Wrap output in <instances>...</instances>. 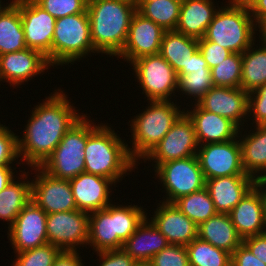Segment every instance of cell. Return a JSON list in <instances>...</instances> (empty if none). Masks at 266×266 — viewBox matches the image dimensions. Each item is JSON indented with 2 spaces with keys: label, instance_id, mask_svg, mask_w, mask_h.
Returning a JSON list of instances; mask_svg holds the SVG:
<instances>
[{
  "label": "cell",
  "instance_id": "7dc6e473",
  "mask_svg": "<svg viewBox=\"0 0 266 266\" xmlns=\"http://www.w3.org/2000/svg\"><path fill=\"white\" fill-rule=\"evenodd\" d=\"M80 254L81 251H61L52 266H85Z\"/></svg>",
  "mask_w": 266,
  "mask_h": 266
},
{
  "label": "cell",
  "instance_id": "277c9868",
  "mask_svg": "<svg viewBox=\"0 0 266 266\" xmlns=\"http://www.w3.org/2000/svg\"><path fill=\"white\" fill-rule=\"evenodd\" d=\"M116 204V205H115ZM111 203L89 214L88 244L93 252L122 249L125 241L147 217L141 205Z\"/></svg>",
  "mask_w": 266,
  "mask_h": 266
},
{
  "label": "cell",
  "instance_id": "f6af8a7d",
  "mask_svg": "<svg viewBox=\"0 0 266 266\" xmlns=\"http://www.w3.org/2000/svg\"><path fill=\"white\" fill-rule=\"evenodd\" d=\"M232 266H266L242 243L231 256Z\"/></svg>",
  "mask_w": 266,
  "mask_h": 266
},
{
  "label": "cell",
  "instance_id": "74e56055",
  "mask_svg": "<svg viewBox=\"0 0 266 266\" xmlns=\"http://www.w3.org/2000/svg\"><path fill=\"white\" fill-rule=\"evenodd\" d=\"M61 250L53 245L46 244L33 249L15 253L16 257L10 266H52Z\"/></svg>",
  "mask_w": 266,
  "mask_h": 266
},
{
  "label": "cell",
  "instance_id": "6f0895ef",
  "mask_svg": "<svg viewBox=\"0 0 266 266\" xmlns=\"http://www.w3.org/2000/svg\"><path fill=\"white\" fill-rule=\"evenodd\" d=\"M143 0H137V6L142 2Z\"/></svg>",
  "mask_w": 266,
  "mask_h": 266
},
{
  "label": "cell",
  "instance_id": "2e32d148",
  "mask_svg": "<svg viewBox=\"0 0 266 266\" xmlns=\"http://www.w3.org/2000/svg\"><path fill=\"white\" fill-rule=\"evenodd\" d=\"M46 219L47 214L33 201L22 209L15 222L7 228L13 253L48 244Z\"/></svg>",
  "mask_w": 266,
  "mask_h": 266
},
{
  "label": "cell",
  "instance_id": "ac0fdd59",
  "mask_svg": "<svg viewBox=\"0 0 266 266\" xmlns=\"http://www.w3.org/2000/svg\"><path fill=\"white\" fill-rule=\"evenodd\" d=\"M50 68L47 58L40 51L26 48L5 53L0 55V82H9L10 87L20 88Z\"/></svg>",
  "mask_w": 266,
  "mask_h": 266
},
{
  "label": "cell",
  "instance_id": "836d02e7",
  "mask_svg": "<svg viewBox=\"0 0 266 266\" xmlns=\"http://www.w3.org/2000/svg\"><path fill=\"white\" fill-rule=\"evenodd\" d=\"M177 77V93L187 96L185 99L192 98L191 104H196L214 86L210 68L182 69Z\"/></svg>",
  "mask_w": 266,
  "mask_h": 266
},
{
  "label": "cell",
  "instance_id": "d590c367",
  "mask_svg": "<svg viewBox=\"0 0 266 266\" xmlns=\"http://www.w3.org/2000/svg\"><path fill=\"white\" fill-rule=\"evenodd\" d=\"M189 266H231L232 254L198 237L186 245Z\"/></svg>",
  "mask_w": 266,
  "mask_h": 266
},
{
  "label": "cell",
  "instance_id": "c3c4849f",
  "mask_svg": "<svg viewBox=\"0 0 266 266\" xmlns=\"http://www.w3.org/2000/svg\"><path fill=\"white\" fill-rule=\"evenodd\" d=\"M256 26L266 17V0H244Z\"/></svg>",
  "mask_w": 266,
  "mask_h": 266
},
{
  "label": "cell",
  "instance_id": "4316f807",
  "mask_svg": "<svg viewBox=\"0 0 266 266\" xmlns=\"http://www.w3.org/2000/svg\"><path fill=\"white\" fill-rule=\"evenodd\" d=\"M170 243L167 238L149 220V215L136 231L125 241L123 250L135 261H151Z\"/></svg>",
  "mask_w": 266,
  "mask_h": 266
},
{
  "label": "cell",
  "instance_id": "6da1fadb",
  "mask_svg": "<svg viewBox=\"0 0 266 266\" xmlns=\"http://www.w3.org/2000/svg\"><path fill=\"white\" fill-rule=\"evenodd\" d=\"M63 91V88H56L42 99V103L38 102L28 117L22 137L18 135V152L23 166L40 167L66 132L84 115Z\"/></svg>",
  "mask_w": 266,
  "mask_h": 266
},
{
  "label": "cell",
  "instance_id": "f546056e",
  "mask_svg": "<svg viewBox=\"0 0 266 266\" xmlns=\"http://www.w3.org/2000/svg\"><path fill=\"white\" fill-rule=\"evenodd\" d=\"M197 50L198 39L170 30L163 35L159 54L178 74L182 69H187L191 56Z\"/></svg>",
  "mask_w": 266,
  "mask_h": 266
},
{
  "label": "cell",
  "instance_id": "d6a6232c",
  "mask_svg": "<svg viewBox=\"0 0 266 266\" xmlns=\"http://www.w3.org/2000/svg\"><path fill=\"white\" fill-rule=\"evenodd\" d=\"M182 0H143L137 11L165 31L175 30Z\"/></svg>",
  "mask_w": 266,
  "mask_h": 266
},
{
  "label": "cell",
  "instance_id": "f5cc1de1",
  "mask_svg": "<svg viewBox=\"0 0 266 266\" xmlns=\"http://www.w3.org/2000/svg\"><path fill=\"white\" fill-rule=\"evenodd\" d=\"M262 190L265 212V226H266V186H258Z\"/></svg>",
  "mask_w": 266,
  "mask_h": 266
},
{
  "label": "cell",
  "instance_id": "83f0119b",
  "mask_svg": "<svg viewBox=\"0 0 266 266\" xmlns=\"http://www.w3.org/2000/svg\"><path fill=\"white\" fill-rule=\"evenodd\" d=\"M197 237L217 248L233 253L242 243L229 214L216 213L198 225Z\"/></svg>",
  "mask_w": 266,
  "mask_h": 266
},
{
  "label": "cell",
  "instance_id": "7c38bea8",
  "mask_svg": "<svg viewBox=\"0 0 266 266\" xmlns=\"http://www.w3.org/2000/svg\"><path fill=\"white\" fill-rule=\"evenodd\" d=\"M46 226L48 243L57 246L61 251H80L83 247L87 248L88 213L73 210L47 214Z\"/></svg>",
  "mask_w": 266,
  "mask_h": 266
},
{
  "label": "cell",
  "instance_id": "3957f363",
  "mask_svg": "<svg viewBox=\"0 0 266 266\" xmlns=\"http://www.w3.org/2000/svg\"><path fill=\"white\" fill-rule=\"evenodd\" d=\"M137 5L129 0H89L91 41L94 49L116 57L124 48Z\"/></svg>",
  "mask_w": 266,
  "mask_h": 266
},
{
  "label": "cell",
  "instance_id": "484cf974",
  "mask_svg": "<svg viewBox=\"0 0 266 266\" xmlns=\"http://www.w3.org/2000/svg\"><path fill=\"white\" fill-rule=\"evenodd\" d=\"M218 9L214 0H182L175 30L196 39L204 38Z\"/></svg>",
  "mask_w": 266,
  "mask_h": 266
},
{
  "label": "cell",
  "instance_id": "f907efd6",
  "mask_svg": "<svg viewBox=\"0 0 266 266\" xmlns=\"http://www.w3.org/2000/svg\"><path fill=\"white\" fill-rule=\"evenodd\" d=\"M209 68L199 49L191 56L187 69Z\"/></svg>",
  "mask_w": 266,
  "mask_h": 266
},
{
  "label": "cell",
  "instance_id": "ffe728a7",
  "mask_svg": "<svg viewBox=\"0 0 266 266\" xmlns=\"http://www.w3.org/2000/svg\"><path fill=\"white\" fill-rule=\"evenodd\" d=\"M69 182L77 210L90 214L114 203L110 197L113 187L118 186L108 178L84 172L69 179Z\"/></svg>",
  "mask_w": 266,
  "mask_h": 266
},
{
  "label": "cell",
  "instance_id": "30bf717a",
  "mask_svg": "<svg viewBox=\"0 0 266 266\" xmlns=\"http://www.w3.org/2000/svg\"><path fill=\"white\" fill-rule=\"evenodd\" d=\"M155 177L163 186L166 195L160 200L174 203L182 196L189 195L205 187V178L200 168L197 155L184 159L167 161L159 164L155 169ZM166 197V198H165Z\"/></svg>",
  "mask_w": 266,
  "mask_h": 266
},
{
  "label": "cell",
  "instance_id": "8d00e7d4",
  "mask_svg": "<svg viewBox=\"0 0 266 266\" xmlns=\"http://www.w3.org/2000/svg\"><path fill=\"white\" fill-rule=\"evenodd\" d=\"M242 54L232 53L211 69L216 87L237 88L241 85Z\"/></svg>",
  "mask_w": 266,
  "mask_h": 266
},
{
  "label": "cell",
  "instance_id": "e0dca14e",
  "mask_svg": "<svg viewBox=\"0 0 266 266\" xmlns=\"http://www.w3.org/2000/svg\"><path fill=\"white\" fill-rule=\"evenodd\" d=\"M165 32L162 27L136 11L130 23L125 46L116 57L131 64L141 57L158 54Z\"/></svg>",
  "mask_w": 266,
  "mask_h": 266
},
{
  "label": "cell",
  "instance_id": "9a60e30c",
  "mask_svg": "<svg viewBox=\"0 0 266 266\" xmlns=\"http://www.w3.org/2000/svg\"><path fill=\"white\" fill-rule=\"evenodd\" d=\"M197 158L205 179L247 175L242 166L238 136L223 143L199 145Z\"/></svg>",
  "mask_w": 266,
  "mask_h": 266
},
{
  "label": "cell",
  "instance_id": "9c48e42d",
  "mask_svg": "<svg viewBox=\"0 0 266 266\" xmlns=\"http://www.w3.org/2000/svg\"><path fill=\"white\" fill-rule=\"evenodd\" d=\"M129 65L146 101L176 99L177 73L159 53L141 57Z\"/></svg>",
  "mask_w": 266,
  "mask_h": 266
},
{
  "label": "cell",
  "instance_id": "52a82bcc",
  "mask_svg": "<svg viewBox=\"0 0 266 266\" xmlns=\"http://www.w3.org/2000/svg\"><path fill=\"white\" fill-rule=\"evenodd\" d=\"M91 53L98 55L91 41L87 10L56 19L52 41V67L74 65L86 56L92 57Z\"/></svg>",
  "mask_w": 266,
  "mask_h": 266
},
{
  "label": "cell",
  "instance_id": "60d3db41",
  "mask_svg": "<svg viewBox=\"0 0 266 266\" xmlns=\"http://www.w3.org/2000/svg\"><path fill=\"white\" fill-rule=\"evenodd\" d=\"M247 119V122L252 120L250 126L266 125V84L249 92Z\"/></svg>",
  "mask_w": 266,
  "mask_h": 266
},
{
  "label": "cell",
  "instance_id": "11a10c76",
  "mask_svg": "<svg viewBox=\"0 0 266 266\" xmlns=\"http://www.w3.org/2000/svg\"><path fill=\"white\" fill-rule=\"evenodd\" d=\"M257 186H266V173L265 175L256 183Z\"/></svg>",
  "mask_w": 266,
  "mask_h": 266
},
{
  "label": "cell",
  "instance_id": "db71d44e",
  "mask_svg": "<svg viewBox=\"0 0 266 266\" xmlns=\"http://www.w3.org/2000/svg\"><path fill=\"white\" fill-rule=\"evenodd\" d=\"M134 266H154L151 261H136Z\"/></svg>",
  "mask_w": 266,
  "mask_h": 266
},
{
  "label": "cell",
  "instance_id": "7a4b0ae2",
  "mask_svg": "<svg viewBox=\"0 0 266 266\" xmlns=\"http://www.w3.org/2000/svg\"><path fill=\"white\" fill-rule=\"evenodd\" d=\"M89 118L87 116L85 172L108 178L117 185L131 171L138 170V164L130 156L126 140L120 138L114 127L109 123L96 125L95 120Z\"/></svg>",
  "mask_w": 266,
  "mask_h": 266
},
{
  "label": "cell",
  "instance_id": "d4e9b609",
  "mask_svg": "<svg viewBox=\"0 0 266 266\" xmlns=\"http://www.w3.org/2000/svg\"><path fill=\"white\" fill-rule=\"evenodd\" d=\"M247 126L246 129H239L238 132L242 166L247 175L259 181L266 173V125L249 127L248 124Z\"/></svg>",
  "mask_w": 266,
  "mask_h": 266
},
{
  "label": "cell",
  "instance_id": "f1b7e54d",
  "mask_svg": "<svg viewBox=\"0 0 266 266\" xmlns=\"http://www.w3.org/2000/svg\"><path fill=\"white\" fill-rule=\"evenodd\" d=\"M25 170L26 168L17 171L16 173L19 172L17 177L0 191V220L6 221L8 228L15 222L22 209L31 201L30 172Z\"/></svg>",
  "mask_w": 266,
  "mask_h": 266
},
{
  "label": "cell",
  "instance_id": "8fae6325",
  "mask_svg": "<svg viewBox=\"0 0 266 266\" xmlns=\"http://www.w3.org/2000/svg\"><path fill=\"white\" fill-rule=\"evenodd\" d=\"M198 148L199 144L193 122L183 112L161 141L142 161L144 164L147 161L152 162L151 166L155 169L159 164L167 161L195 156Z\"/></svg>",
  "mask_w": 266,
  "mask_h": 266
},
{
  "label": "cell",
  "instance_id": "7bdbcfd3",
  "mask_svg": "<svg viewBox=\"0 0 266 266\" xmlns=\"http://www.w3.org/2000/svg\"><path fill=\"white\" fill-rule=\"evenodd\" d=\"M198 49L210 69L232 54L230 50L221 47L217 43L208 41L205 38L198 39Z\"/></svg>",
  "mask_w": 266,
  "mask_h": 266
},
{
  "label": "cell",
  "instance_id": "4dcf8cb0",
  "mask_svg": "<svg viewBox=\"0 0 266 266\" xmlns=\"http://www.w3.org/2000/svg\"><path fill=\"white\" fill-rule=\"evenodd\" d=\"M0 12V55L27 48L19 7L12 1Z\"/></svg>",
  "mask_w": 266,
  "mask_h": 266
},
{
  "label": "cell",
  "instance_id": "603a6c76",
  "mask_svg": "<svg viewBox=\"0 0 266 266\" xmlns=\"http://www.w3.org/2000/svg\"><path fill=\"white\" fill-rule=\"evenodd\" d=\"M205 180V188L211 196L216 212L224 214H229L257 183L249 175L224 176Z\"/></svg>",
  "mask_w": 266,
  "mask_h": 266
},
{
  "label": "cell",
  "instance_id": "816d5d0a",
  "mask_svg": "<svg viewBox=\"0 0 266 266\" xmlns=\"http://www.w3.org/2000/svg\"><path fill=\"white\" fill-rule=\"evenodd\" d=\"M257 31H259V35L257 33V39L259 38L260 42L266 43V17L256 26Z\"/></svg>",
  "mask_w": 266,
  "mask_h": 266
},
{
  "label": "cell",
  "instance_id": "b9f144b4",
  "mask_svg": "<svg viewBox=\"0 0 266 266\" xmlns=\"http://www.w3.org/2000/svg\"><path fill=\"white\" fill-rule=\"evenodd\" d=\"M154 266H189L186 246L169 244L151 259Z\"/></svg>",
  "mask_w": 266,
  "mask_h": 266
},
{
  "label": "cell",
  "instance_id": "44dd1931",
  "mask_svg": "<svg viewBox=\"0 0 266 266\" xmlns=\"http://www.w3.org/2000/svg\"><path fill=\"white\" fill-rule=\"evenodd\" d=\"M150 221L170 244L186 246L197 238L198 226L173 203L160 201Z\"/></svg>",
  "mask_w": 266,
  "mask_h": 266
},
{
  "label": "cell",
  "instance_id": "e575fe53",
  "mask_svg": "<svg viewBox=\"0 0 266 266\" xmlns=\"http://www.w3.org/2000/svg\"><path fill=\"white\" fill-rule=\"evenodd\" d=\"M173 204L197 226L217 213L211 196L205 187L180 197Z\"/></svg>",
  "mask_w": 266,
  "mask_h": 266
},
{
  "label": "cell",
  "instance_id": "ba28073f",
  "mask_svg": "<svg viewBox=\"0 0 266 266\" xmlns=\"http://www.w3.org/2000/svg\"><path fill=\"white\" fill-rule=\"evenodd\" d=\"M87 143V113L66 132L40 168L52 177L71 179L85 172L84 148Z\"/></svg>",
  "mask_w": 266,
  "mask_h": 266
},
{
  "label": "cell",
  "instance_id": "ee69618b",
  "mask_svg": "<svg viewBox=\"0 0 266 266\" xmlns=\"http://www.w3.org/2000/svg\"><path fill=\"white\" fill-rule=\"evenodd\" d=\"M97 266H134L136 261L123 249H114L96 252Z\"/></svg>",
  "mask_w": 266,
  "mask_h": 266
},
{
  "label": "cell",
  "instance_id": "ab89813d",
  "mask_svg": "<svg viewBox=\"0 0 266 266\" xmlns=\"http://www.w3.org/2000/svg\"><path fill=\"white\" fill-rule=\"evenodd\" d=\"M56 19L68 15L84 13L87 10L88 0H34Z\"/></svg>",
  "mask_w": 266,
  "mask_h": 266
},
{
  "label": "cell",
  "instance_id": "d6986e66",
  "mask_svg": "<svg viewBox=\"0 0 266 266\" xmlns=\"http://www.w3.org/2000/svg\"><path fill=\"white\" fill-rule=\"evenodd\" d=\"M248 94L241 87L213 86L197 104L202 109L229 119L242 129L246 128V124L248 125Z\"/></svg>",
  "mask_w": 266,
  "mask_h": 266
},
{
  "label": "cell",
  "instance_id": "1f68e13d",
  "mask_svg": "<svg viewBox=\"0 0 266 266\" xmlns=\"http://www.w3.org/2000/svg\"><path fill=\"white\" fill-rule=\"evenodd\" d=\"M256 42L242 53L240 87L248 93L266 84V43Z\"/></svg>",
  "mask_w": 266,
  "mask_h": 266
},
{
  "label": "cell",
  "instance_id": "680465c9",
  "mask_svg": "<svg viewBox=\"0 0 266 266\" xmlns=\"http://www.w3.org/2000/svg\"><path fill=\"white\" fill-rule=\"evenodd\" d=\"M131 2H134L137 5V0H129Z\"/></svg>",
  "mask_w": 266,
  "mask_h": 266
},
{
  "label": "cell",
  "instance_id": "9f6ffc18",
  "mask_svg": "<svg viewBox=\"0 0 266 266\" xmlns=\"http://www.w3.org/2000/svg\"><path fill=\"white\" fill-rule=\"evenodd\" d=\"M9 3H10V2L8 1V2H6V5H5V3L2 2V0H0V12H1L6 6H8Z\"/></svg>",
  "mask_w": 266,
  "mask_h": 266
},
{
  "label": "cell",
  "instance_id": "cb8c5ba5",
  "mask_svg": "<svg viewBox=\"0 0 266 266\" xmlns=\"http://www.w3.org/2000/svg\"><path fill=\"white\" fill-rule=\"evenodd\" d=\"M229 215L242 239L266 233L262 190L255 185Z\"/></svg>",
  "mask_w": 266,
  "mask_h": 266
},
{
  "label": "cell",
  "instance_id": "5bb4252c",
  "mask_svg": "<svg viewBox=\"0 0 266 266\" xmlns=\"http://www.w3.org/2000/svg\"><path fill=\"white\" fill-rule=\"evenodd\" d=\"M35 175L31 178V201L46 214L77 210L68 179L50 176L40 167H31Z\"/></svg>",
  "mask_w": 266,
  "mask_h": 266
},
{
  "label": "cell",
  "instance_id": "bcb514c9",
  "mask_svg": "<svg viewBox=\"0 0 266 266\" xmlns=\"http://www.w3.org/2000/svg\"><path fill=\"white\" fill-rule=\"evenodd\" d=\"M243 244L266 264V233L246 237L243 239Z\"/></svg>",
  "mask_w": 266,
  "mask_h": 266
},
{
  "label": "cell",
  "instance_id": "8992f818",
  "mask_svg": "<svg viewBox=\"0 0 266 266\" xmlns=\"http://www.w3.org/2000/svg\"><path fill=\"white\" fill-rule=\"evenodd\" d=\"M216 11L204 38L242 54L256 41V24L244 0H226Z\"/></svg>",
  "mask_w": 266,
  "mask_h": 266
},
{
  "label": "cell",
  "instance_id": "f35d334b",
  "mask_svg": "<svg viewBox=\"0 0 266 266\" xmlns=\"http://www.w3.org/2000/svg\"><path fill=\"white\" fill-rule=\"evenodd\" d=\"M18 152V135L0 121V167L22 165ZM19 161V162H18ZM17 162V163H16ZM16 163V164H14Z\"/></svg>",
  "mask_w": 266,
  "mask_h": 266
},
{
  "label": "cell",
  "instance_id": "5b68a950",
  "mask_svg": "<svg viewBox=\"0 0 266 266\" xmlns=\"http://www.w3.org/2000/svg\"><path fill=\"white\" fill-rule=\"evenodd\" d=\"M177 101V99L147 101L146 109L134 115L133 119L130 118L128 126H131L129 128L132 140L129 142L131 146L128 144V151L138 166L184 112V107L181 109L182 105H179V102L177 104Z\"/></svg>",
  "mask_w": 266,
  "mask_h": 266
},
{
  "label": "cell",
  "instance_id": "7402d4cb",
  "mask_svg": "<svg viewBox=\"0 0 266 266\" xmlns=\"http://www.w3.org/2000/svg\"><path fill=\"white\" fill-rule=\"evenodd\" d=\"M184 112L193 122L199 145L223 143L238 136L239 128L232 121L202 109L197 103L191 104L189 109L185 107Z\"/></svg>",
  "mask_w": 266,
  "mask_h": 266
},
{
  "label": "cell",
  "instance_id": "4fadbf2b",
  "mask_svg": "<svg viewBox=\"0 0 266 266\" xmlns=\"http://www.w3.org/2000/svg\"><path fill=\"white\" fill-rule=\"evenodd\" d=\"M20 9L27 48L40 51L52 66V41L56 18L34 0H12Z\"/></svg>",
  "mask_w": 266,
  "mask_h": 266
},
{
  "label": "cell",
  "instance_id": "681fc988",
  "mask_svg": "<svg viewBox=\"0 0 266 266\" xmlns=\"http://www.w3.org/2000/svg\"><path fill=\"white\" fill-rule=\"evenodd\" d=\"M15 166H1L0 167V191L3 190L15 177H17L15 172L17 170ZM15 170V171H14ZM15 174V175H14Z\"/></svg>",
  "mask_w": 266,
  "mask_h": 266
}]
</instances>
